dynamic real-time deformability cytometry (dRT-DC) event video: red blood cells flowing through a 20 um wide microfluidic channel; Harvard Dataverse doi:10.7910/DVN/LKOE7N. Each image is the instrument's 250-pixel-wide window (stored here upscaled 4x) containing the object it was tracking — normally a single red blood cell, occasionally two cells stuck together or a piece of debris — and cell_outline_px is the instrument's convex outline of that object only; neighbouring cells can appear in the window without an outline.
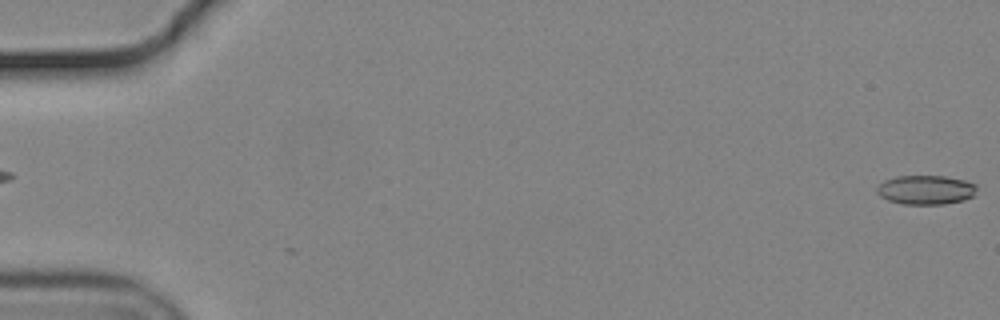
{"species": "common noctule bat (a hibernating species)", "species_latin": "Nyctalus noctula", "temperature_condition": "cold", "stored_images_in_passage": 59, "camera_frame_rate_fps": 3000, "um_per_image_px": 0.085, "animal": {"sex": "male", "body_mass_g": 19.2, "forearm_length_mm": 51.8}, "frame": {"image": 1, "passage_image": 1, "time_ms": 0.0, "image_size_px": [1000, 320], "cell_outline_px": [[976, 188], [972, 196], [964, 200], [944, 204], [904, 204], [888, 200], [880, 196], [876, 192], [876, 188], [884, 180], [896, 176], [944, 176], [964, 180], [976, 184]], "centroid_in_image_um": [78.67, 16.13], "position_along_channel_um": 6.3, "area_um2": 16.94}}
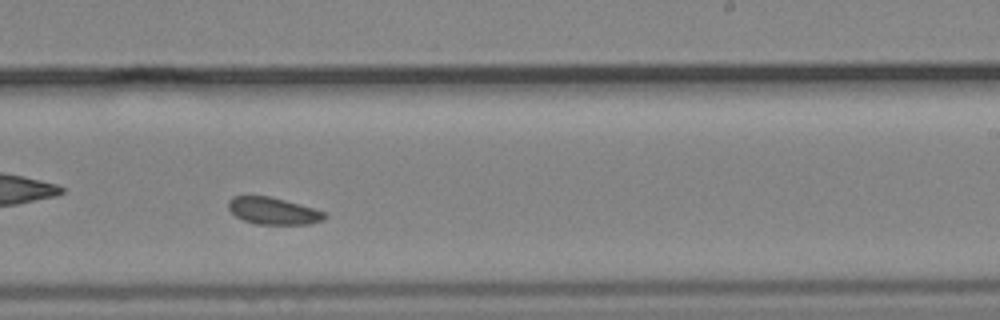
{"frame": {"image": 2, "passage_image": 37, "time_ms": 12.0, "image_size_px": [1000, 320], "cell_outline_px": [[328, 216], [324, 220], [308, 224], [256, 224], [244, 220], [236, 216], [228, 208], [228, 200], [232, 196], [268, 196], [284, 200], [312, 208], [324, 212]], "centroid_in_image_um": [23.21, 17.93], "position_along_channel_um": 265.8, "area_um2": 14.97}}
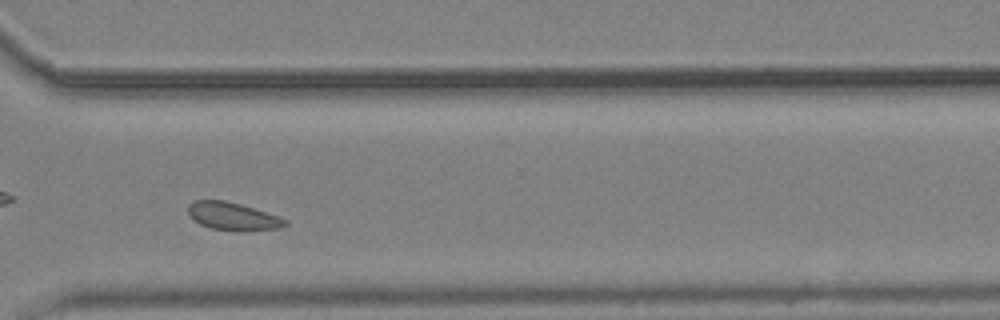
{"frame": {"image": 3, "passage_image": 44, "time_ms": 14.333, "image_size_px": [1000, 320], "cell_outline_px": [[288, 224], [276, 228], [240, 232], [212, 228], [200, 224], [192, 220], [188, 212], [188, 204], [192, 200], [224, 200], [240, 204], [288, 220]], "centroid_in_image_um": [19.72, 18.39], "position_along_channel_um": 350.9, "area_um2": 15.66}}